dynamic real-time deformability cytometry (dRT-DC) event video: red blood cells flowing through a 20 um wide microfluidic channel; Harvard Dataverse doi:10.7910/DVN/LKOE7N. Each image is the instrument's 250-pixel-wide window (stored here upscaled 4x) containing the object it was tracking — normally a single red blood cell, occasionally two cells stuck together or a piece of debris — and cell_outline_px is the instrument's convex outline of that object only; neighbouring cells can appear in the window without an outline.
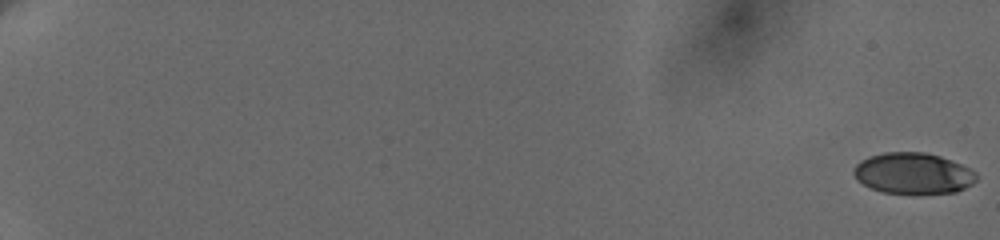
{"species": "human", "species_latin": "Homo sapiens", "temperature_condition": "cold", "stored_images_in_passage": 42, "camera_frame_rate_fps": 3000, "um_per_image_px": 0.085, "donor": {"sex": "female"}, "frame": {"image": 1, "passage_image": 1, "time_ms": 0.0, "image_size_px": [1000, 240], "cell_outline_px": [[976, 180], [972, 184], [956, 192], [884, 192], [872, 188], [864, 184], [852, 172], [856, 164], [860, 160], [868, 156], [884, 152], [924, 152], [940, 156], [952, 160], [976, 172]], "centroid_in_image_um": [77.61, 14.7], "position_along_channel_um": 7.4, "area_um2": 28.84}}
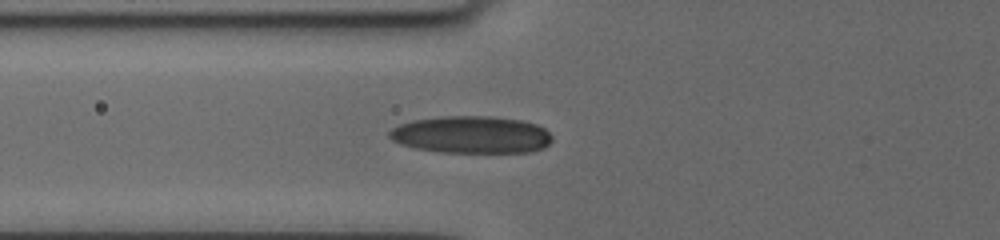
{"frame": {"image": 2, "passage_image": 30, "time_ms": 8.667, "image_size_px": [1000, 240], "cell_outline_px": [[552, 140], [544, 148], [532, 152], [440, 152], [412, 148], [400, 144], [392, 140], [388, 136], [388, 132], [392, 128], [400, 124], [412, 120], [440, 116], [492, 116], [520, 120], [536, 124], [544, 128], [552, 136]], "centroid_in_image_um": [40.04, 11.45], "position_along_channel_um": 85.8, "area_um2": 35.6}}
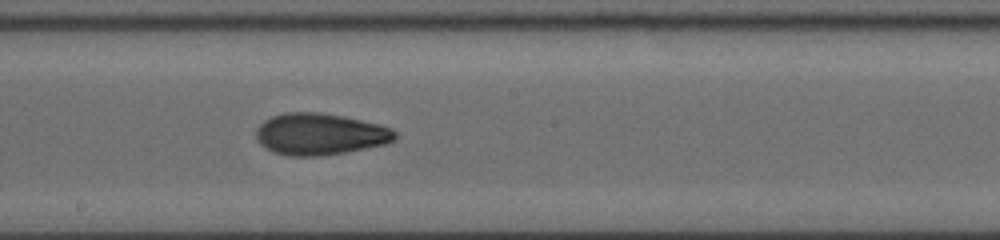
{"frame": {"image": 3, "passage_image": 41, "time_ms": 12.333, "image_size_px": [1000, 240], "cell_outline_px": [[396, 140], [388, 144], [344, 152], [320, 156], [288, 156], [264, 148], [256, 140], [256, 128], [264, 120], [272, 116], [284, 112], [320, 112], [344, 116], [380, 124], [392, 128], [396, 132]], "centroid_in_image_um": [27.2, 11.39], "position_along_channel_um": 221.0, "area_um2": 34.04}}